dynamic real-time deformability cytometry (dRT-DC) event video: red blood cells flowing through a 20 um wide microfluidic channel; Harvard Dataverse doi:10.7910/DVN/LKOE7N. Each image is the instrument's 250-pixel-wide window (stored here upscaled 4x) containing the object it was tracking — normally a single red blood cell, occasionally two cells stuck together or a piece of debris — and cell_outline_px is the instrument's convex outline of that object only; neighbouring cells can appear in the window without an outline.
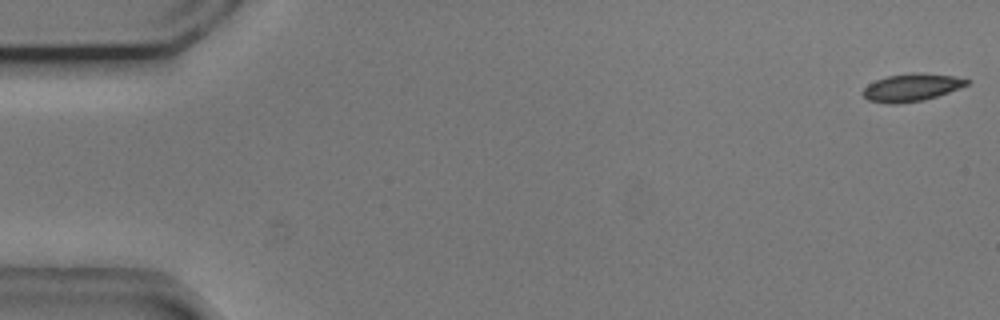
{"species": "common noctule bat (a hibernating species)", "species_latin": "Nyctalus noctula", "temperature_condition": "cold", "stored_images_in_passage": 50, "camera_frame_rate_fps": 3000, "um_per_image_px": 0.085, "animal": {"sex": "male", "body_mass_g": 20.5, "forearm_length_mm": 52.5}, "frame": {"image": 1, "passage_image": 1, "time_ms": 0.0, "image_size_px": [1000, 320], "cell_outline_px": [[972, 80], [968, 84], [948, 92], [924, 100], [896, 104], [888, 104], [868, 100], [860, 92], [868, 84], [876, 80], [888, 76], [912, 72], [920, 72], [952, 76]], "centroid_in_image_um": [77.45, 7.43], "position_along_channel_um": 7.6, "area_um2": 16.7}}
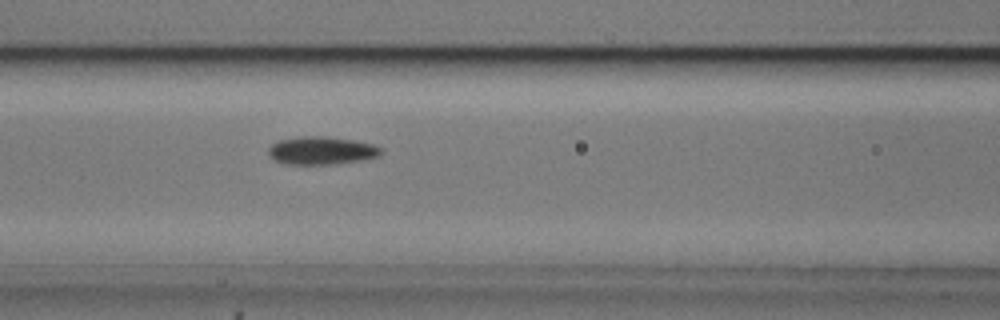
{"frame": {"image": 2, "passage_image": 23, "time_ms": 7.333, "image_size_px": [1000, 320], "cell_outline_px": [[384, 152], [380, 156], [360, 160], [336, 164], [284, 164], [268, 156], [268, 148], [272, 144], [280, 140], [304, 136], [324, 136], [352, 140], [372, 144], [384, 148]], "centroid_in_image_um": [27.35, 12.8], "position_along_channel_um": 139.2, "area_um2": 18.38}}
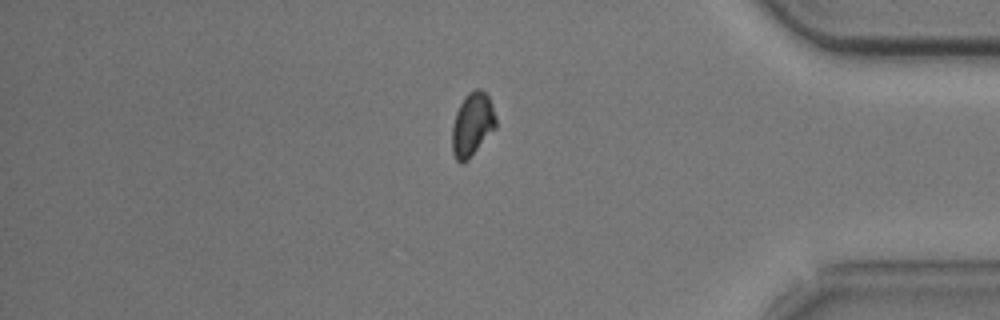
{"frame": {"image": 3, "passage_image": 46, "time_ms": 15.0, "image_size_px": [1000, 320], "cell_outline_px": [[496, 128], [468, 160], [460, 164], [456, 160], [452, 152], [452, 128], [456, 112], [464, 96], [468, 92], [476, 88], [480, 88], [488, 96], [492, 104], [496, 116]], "centroid_in_image_um": [40.15, 10.58], "position_along_channel_um": 395.1, "area_um2": 16.36}}